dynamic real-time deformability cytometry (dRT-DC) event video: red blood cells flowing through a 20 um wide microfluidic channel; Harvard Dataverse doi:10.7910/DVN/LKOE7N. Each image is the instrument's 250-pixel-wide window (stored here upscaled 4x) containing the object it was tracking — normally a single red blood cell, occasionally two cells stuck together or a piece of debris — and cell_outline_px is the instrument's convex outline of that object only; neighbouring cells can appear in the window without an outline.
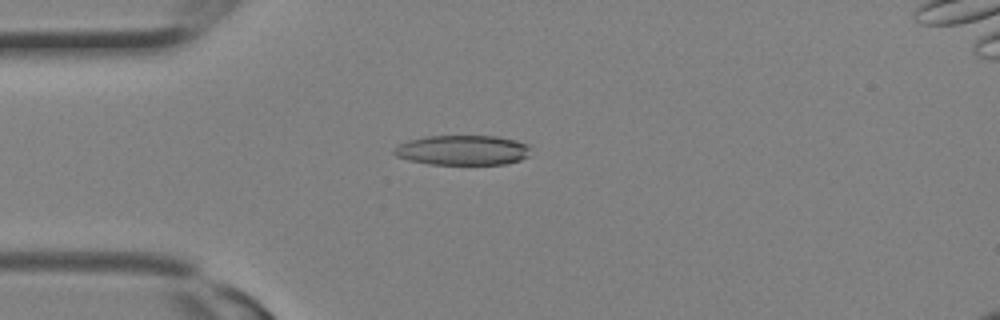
{"species": "Egyptian fruit bat (a non-hibernating species)", "species_latin": "Rousettus aegyptiacus", "temperature_condition": "room temperature", "stored_images_in_passage": 15, "camera_frame_rate_fps": 3000, "um_per_image_px": 0.085, "animal": {"sex": "female"}, "frame": {"image": 1, "passage_image": 7, "time_ms": 2.0, "image_size_px": [1000, 320], "cell_outline_px": [[532, 148], [528, 156], [520, 160], [504, 164], [428, 164], [408, 160], [396, 156], [392, 152], [392, 148], [408, 140], [428, 136], [496, 136], [516, 140], [528, 144]], "centroid_in_image_um": [39.32, 12.76], "position_along_channel_um": 45.7, "area_um2": 23.99}}
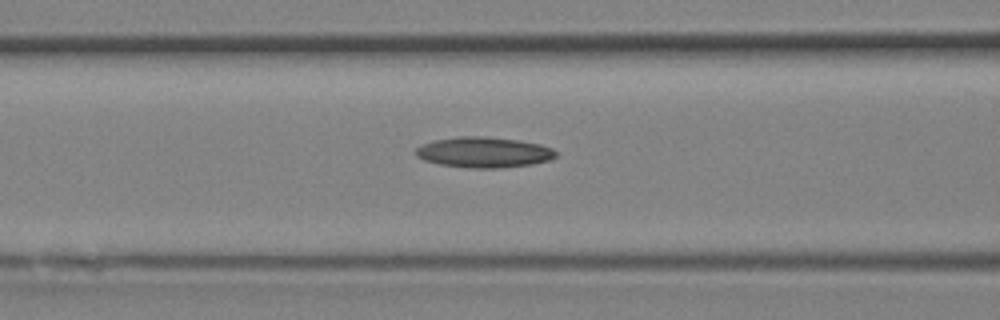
{"frame": {"image": 2, "passage_image": 11, "time_ms": 3.333, "image_size_px": [1000, 320], "cell_outline_px": [[556, 156], [548, 160], [532, 164], [500, 168], [472, 168], [440, 164], [424, 160], [416, 156], [416, 148], [420, 144], [436, 140], [460, 136], [484, 136], [520, 140], [540, 144], [552, 148], [556, 152]], "centroid_in_image_um": [41.12, 12.94], "position_along_channel_um": 125.5, "area_um2": 24.91}}
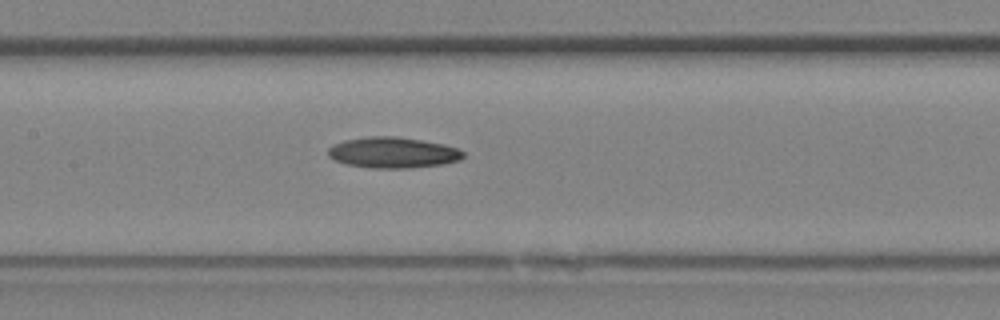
{"frame": {"image": 3, "passage_image": 13, "time_ms": 4.0, "image_size_px": [1000, 320], "cell_outline_px": [[464, 156], [460, 160], [444, 164], [408, 168], [372, 168], [344, 164], [328, 156], [328, 148], [332, 144], [344, 140], [368, 136], [396, 136], [444, 144], [456, 148], [464, 152]], "centroid_in_image_um": [33.37, 12.97], "position_along_channel_um": 174.0, "area_um2": 24.39}}